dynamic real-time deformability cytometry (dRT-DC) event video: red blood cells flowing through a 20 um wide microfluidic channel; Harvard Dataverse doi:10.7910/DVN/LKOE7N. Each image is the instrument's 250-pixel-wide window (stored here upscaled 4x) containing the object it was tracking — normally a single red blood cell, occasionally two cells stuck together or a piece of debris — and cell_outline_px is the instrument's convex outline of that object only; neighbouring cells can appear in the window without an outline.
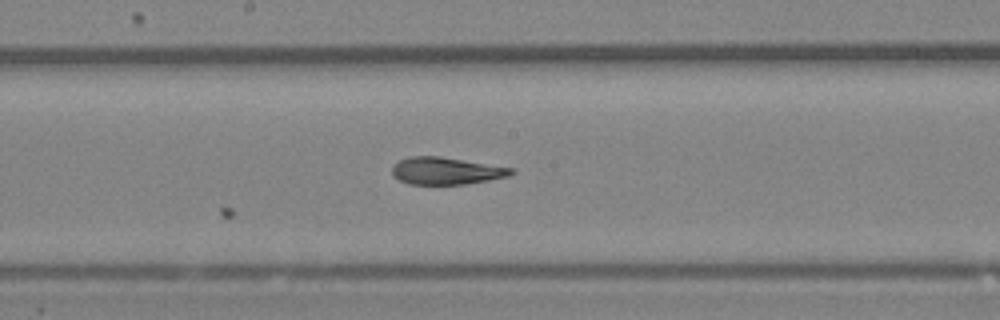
{"species": "Egyptian fruit bat (a non-hibernating species)", "species_latin": "Rousettus aegyptiacus", "temperature_condition": "room temperature", "stored_images_in_passage": 23, "camera_frame_rate_fps": 3000, "um_per_image_px": 0.085, "animal": {"sex": "female"}, "frame": {"image": 1, "passage_image": 23, "time_ms": 7.333, "image_size_px": [1000, 320], "cell_outline_px": [[516, 172], [508, 176], [488, 180], [464, 184], [408, 184], [400, 180], [392, 172], [392, 164], [400, 160], [412, 156], [440, 156], [512, 168]], "centroid_in_image_um": [37.91, 14.52], "position_along_channel_um": 210.3, "area_um2": 18.67}}